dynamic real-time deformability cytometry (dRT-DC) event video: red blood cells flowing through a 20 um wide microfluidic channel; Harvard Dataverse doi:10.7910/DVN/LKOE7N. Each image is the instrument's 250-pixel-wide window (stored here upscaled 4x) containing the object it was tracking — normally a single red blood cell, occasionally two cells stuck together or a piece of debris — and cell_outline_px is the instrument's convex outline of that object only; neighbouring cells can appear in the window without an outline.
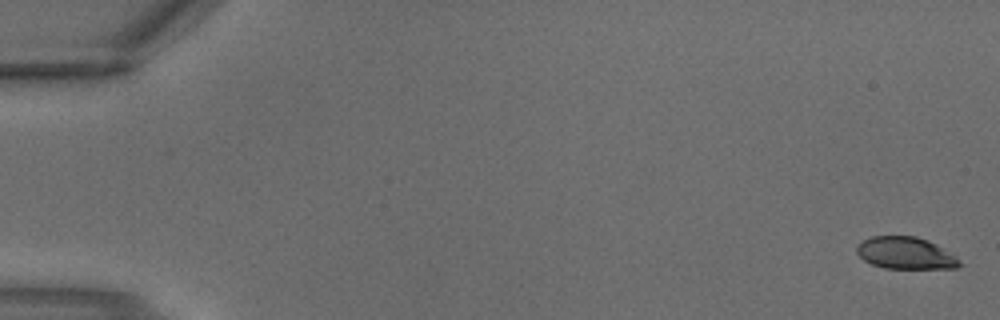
{"species": "common noctule bat (a hibernating species)", "species_latin": "Nyctalus noctula", "temperature_condition": "warm", "stored_images_in_passage": 4, "segment_of_instrument_passage": [2, 2], "camera_frame_rate_fps": 3000, "um_per_image_px": 0.085, "animal": {"sex": "male", "body_mass_g": 18.8}, "frame": {"image": 1, "passage_image": 4, "time_ms": 1.0, "image_size_px": [1000, 320], "cell_outline_px": [[964, 264], [956, 268], [884, 268], [872, 264], [864, 260], [856, 252], [856, 248], [864, 240], [872, 236], [916, 236], [928, 240], [944, 248], [956, 256]], "centroid_in_image_um": [77.02, 21.51], "position_along_channel_um": 8.0, "area_um2": 19.19}}